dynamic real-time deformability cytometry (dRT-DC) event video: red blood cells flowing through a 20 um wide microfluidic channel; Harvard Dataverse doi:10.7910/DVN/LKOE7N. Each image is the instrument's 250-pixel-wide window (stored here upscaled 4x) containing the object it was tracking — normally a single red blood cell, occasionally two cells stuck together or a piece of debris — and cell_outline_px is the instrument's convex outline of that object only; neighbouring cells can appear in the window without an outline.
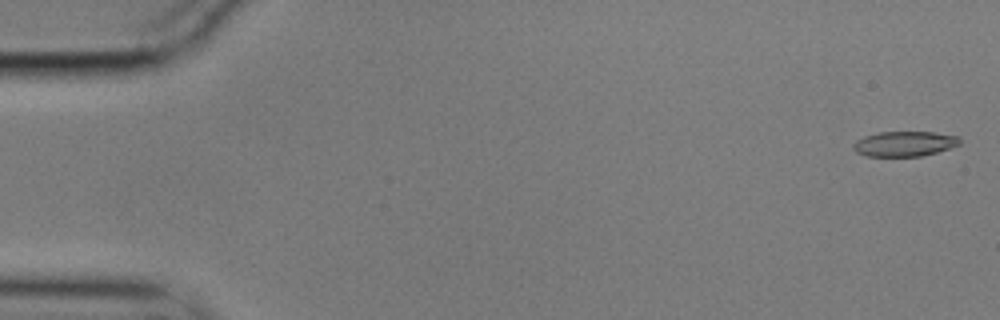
{"species": "common noctule bat (a hibernating species)", "species_latin": "Nyctalus noctula", "temperature_condition": "cold", "stored_images_in_passage": 25, "camera_frame_rate_fps": 3000, "um_per_image_px": 0.085, "animal": {"sex": "male", "body_mass_g": 17.9}, "frame": {"image": 1, "passage_image": 2, "time_ms": 0.333, "image_size_px": [1000, 320], "cell_outline_px": [[960, 144], [936, 152], [920, 156], [864, 156], [856, 152], [852, 148], [852, 144], [856, 140], [864, 136], [880, 132], [932, 132], [960, 136]], "centroid_in_image_um": [76.84, 12.22], "position_along_channel_um": 8.2, "area_um2": 15.55}}
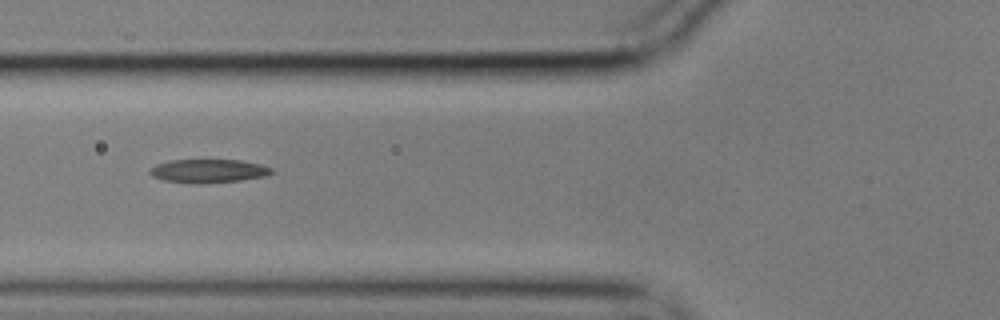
{"frame": {"image": 2, "passage_image": 22, "time_ms": 7.0, "image_size_px": [1000, 320], "cell_outline_px": [[276, 172], [268, 176], [240, 180], [200, 184], [164, 180], [152, 176], [148, 172], [156, 164], [168, 160], [240, 160], [260, 164], [272, 168]], "centroid_in_image_um": [17.75, 14.53], "position_along_channel_um": 108.0, "area_um2": 16.76}}
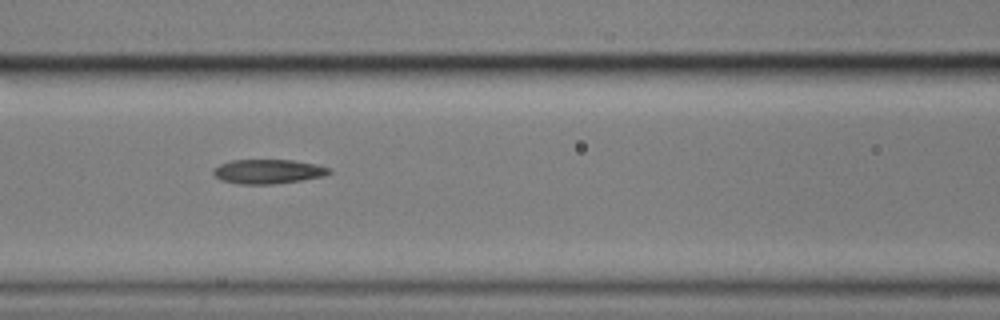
{"frame": {"image": 3, "passage_image": 25, "time_ms": 8.0, "image_size_px": [1000, 320], "cell_outline_px": [[332, 172], [324, 176], [300, 180], [272, 184], [240, 184], [220, 180], [212, 172], [212, 168], [220, 164], [232, 160], [292, 160], [316, 164], [332, 168]], "centroid_in_image_um": [22.78, 14.57], "position_along_channel_um": 143.8, "area_um2": 16.47}}